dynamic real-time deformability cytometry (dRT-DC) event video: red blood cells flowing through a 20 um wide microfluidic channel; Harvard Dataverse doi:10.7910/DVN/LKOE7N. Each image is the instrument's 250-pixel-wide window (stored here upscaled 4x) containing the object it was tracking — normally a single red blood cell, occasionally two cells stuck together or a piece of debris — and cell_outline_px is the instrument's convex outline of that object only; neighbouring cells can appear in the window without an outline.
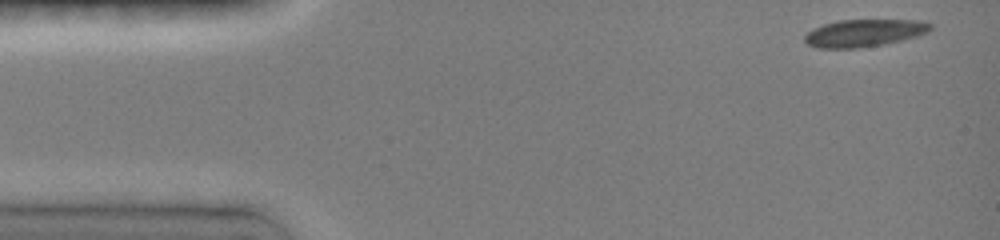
{"species": "common noctule bat (a hibernating species)", "species_latin": "Nyctalus noctula", "temperature_condition": "room temperature", "stored_images_in_passage": 17, "camera_frame_rate_fps": 3000, "um_per_image_px": 0.085, "animal": {"sex": "female", "body_mass_g": 19.0, "forearm_length_mm": 51.5}, "frame": {"image": 1, "passage_image": 1, "time_ms": 0.0, "image_size_px": [1000, 240], "cell_outline_px": [[932, 28], [928, 32], [916, 36], [884, 44], [860, 48], [816, 48], [808, 44], [804, 40], [804, 36], [808, 32], [824, 24], [836, 20], [920, 20], [932, 24]], "centroid_in_image_um": [73.45, 2.8], "position_along_channel_um": 11.5, "area_um2": 20.0}}
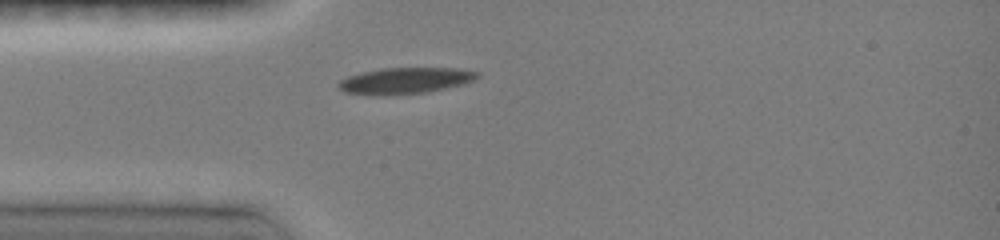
{"frame": {"image": 2, "passage_image": 9, "time_ms": 3.333, "image_size_px": [1000, 240], "cell_outline_px": [[480, 76], [464, 84], [424, 92], [380, 96], [344, 92], [336, 84], [340, 80], [348, 76], [360, 72], [380, 68], [456, 68], [480, 72]], "centroid_in_image_um": [34.4, 6.85], "position_along_channel_um": 50.6, "area_um2": 21.21}}
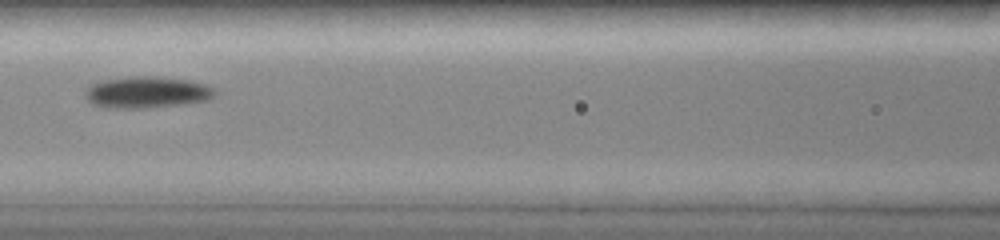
{"frame": {"image": 3, "passage_image": 15, "time_ms": 6.0, "image_size_px": [1000, 240], "cell_outline_px": [[216, 92], [208, 100], [184, 104], [144, 108], [112, 108], [92, 104], [84, 96], [84, 92], [92, 84], [100, 80], [132, 76], [156, 76], [188, 80], [208, 84], [216, 88]], "centroid_in_image_um": [12.5, 7.83], "position_along_channel_um": 154.1, "area_um2": 24.04}}